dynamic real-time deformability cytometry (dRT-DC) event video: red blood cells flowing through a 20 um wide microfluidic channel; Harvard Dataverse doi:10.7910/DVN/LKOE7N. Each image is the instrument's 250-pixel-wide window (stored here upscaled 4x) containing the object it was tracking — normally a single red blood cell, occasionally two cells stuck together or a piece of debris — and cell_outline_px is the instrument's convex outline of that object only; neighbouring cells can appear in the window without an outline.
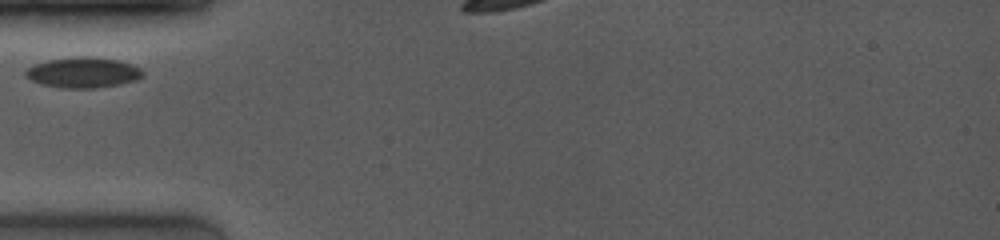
{"species": "common noctule bat (a hibernating species)", "species_latin": "Nyctalus noctula", "temperature_condition": "room temperature", "stored_images_in_passage": 30, "camera_frame_rate_fps": 4000, "um_per_image_px": 0.085, "animal": {"sex": "female", "body_mass_g": 19.0, "forearm_length_mm": 53.3}, "frame": {"image": 1, "passage_image": 1, "time_ms": 0.0, "image_size_px": [1000, 240], "cell_outline_px": [[144, 76], [136, 80], [120, 84], [96, 88], [60, 88], [40, 84], [24, 76], [24, 72], [28, 68], [36, 64], [48, 60], [76, 56], [88, 56], [116, 60], [132, 64], [140, 68], [144, 72]], "centroid_in_image_um": [7.07, 6.17], "position_along_channel_um": 77.9, "area_um2": 20.92}}
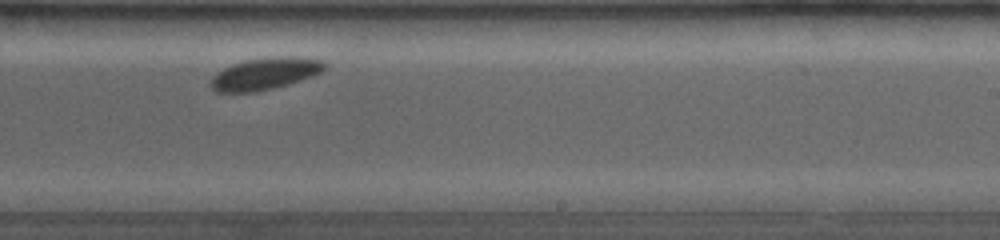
{"frame": {"image": 2, "passage_image": 20, "time_ms": 5.0, "image_size_px": [1000, 240], "cell_outline_px": [[328, 64], [320, 72], [312, 76], [288, 84], [256, 92], [216, 92], [208, 84], [212, 76], [216, 72], [232, 64], [244, 60], [272, 56], [292, 56], [324, 60]], "centroid_in_image_um": [22.5, 6.25], "position_along_channel_um": 266.5, "area_um2": 21.39}}
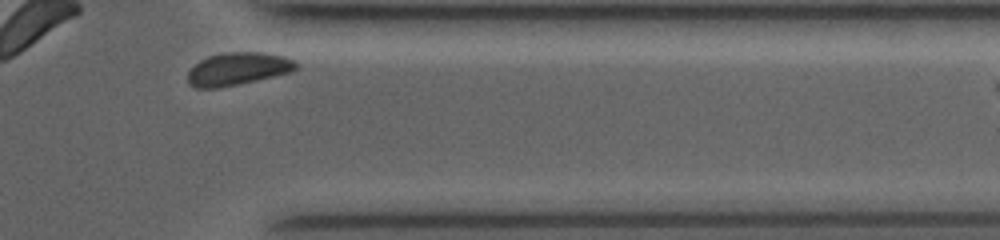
{"frame": {"image": 3, "passage_image": 29, "time_ms": 8.25, "image_size_px": [1000, 240], "cell_outline_px": [[296, 68], [292, 72], [256, 80], [216, 88], [196, 88], [188, 84], [188, 72], [200, 60], [208, 56], [228, 52], [260, 52], [284, 56], [292, 60], [296, 64]], "centroid_in_image_um": [20.19, 5.85], "position_along_channel_um": 391.2, "area_um2": 20.35}}